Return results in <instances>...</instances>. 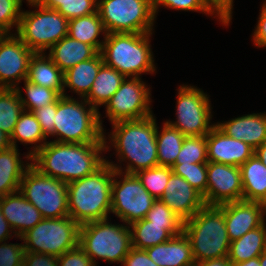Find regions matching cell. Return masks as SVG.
<instances>
[{
    "label": "cell",
    "instance_id": "1",
    "mask_svg": "<svg viewBox=\"0 0 266 266\" xmlns=\"http://www.w3.org/2000/svg\"><path fill=\"white\" fill-rule=\"evenodd\" d=\"M104 151V139L93 143L48 141L31 156V165L43 175L69 183L99 169L106 162Z\"/></svg>",
    "mask_w": 266,
    "mask_h": 266
},
{
    "label": "cell",
    "instance_id": "2",
    "mask_svg": "<svg viewBox=\"0 0 266 266\" xmlns=\"http://www.w3.org/2000/svg\"><path fill=\"white\" fill-rule=\"evenodd\" d=\"M156 122L153 115L143 119L118 121L112 123L113 131L108 135L109 138L104 134L105 152L111 149V146L108 147L111 142L117 160L127 163L123 173L136 174L141 170L158 166Z\"/></svg>",
    "mask_w": 266,
    "mask_h": 266
},
{
    "label": "cell",
    "instance_id": "3",
    "mask_svg": "<svg viewBox=\"0 0 266 266\" xmlns=\"http://www.w3.org/2000/svg\"><path fill=\"white\" fill-rule=\"evenodd\" d=\"M115 169L105 162L94 173L67 183L69 217L80 226L109 219Z\"/></svg>",
    "mask_w": 266,
    "mask_h": 266
},
{
    "label": "cell",
    "instance_id": "4",
    "mask_svg": "<svg viewBox=\"0 0 266 266\" xmlns=\"http://www.w3.org/2000/svg\"><path fill=\"white\" fill-rule=\"evenodd\" d=\"M151 33H107L101 55L104 64L125 77L140 78L156 71L150 44Z\"/></svg>",
    "mask_w": 266,
    "mask_h": 266
},
{
    "label": "cell",
    "instance_id": "5",
    "mask_svg": "<svg viewBox=\"0 0 266 266\" xmlns=\"http://www.w3.org/2000/svg\"><path fill=\"white\" fill-rule=\"evenodd\" d=\"M54 122L51 136H57L55 142L93 143L104 138L101 114L85 98L79 101L68 95L60 96Z\"/></svg>",
    "mask_w": 266,
    "mask_h": 266
},
{
    "label": "cell",
    "instance_id": "6",
    "mask_svg": "<svg viewBox=\"0 0 266 266\" xmlns=\"http://www.w3.org/2000/svg\"><path fill=\"white\" fill-rule=\"evenodd\" d=\"M183 232L190 241L195 262L228 256L230 241L219 206L204 205L183 222Z\"/></svg>",
    "mask_w": 266,
    "mask_h": 266
},
{
    "label": "cell",
    "instance_id": "7",
    "mask_svg": "<svg viewBox=\"0 0 266 266\" xmlns=\"http://www.w3.org/2000/svg\"><path fill=\"white\" fill-rule=\"evenodd\" d=\"M108 219L79 227L78 245L97 266L96 258L123 263L132 248L131 230L127 224H112Z\"/></svg>",
    "mask_w": 266,
    "mask_h": 266
},
{
    "label": "cell",
    "instance_id": "8",
    "mask_svg": "<svg viewBox=\"0 0 266 266\" xmlns=\"http://www.w3.org/2000/svg\"><path fill=\"white\" fill-rule=\"evenodd\" d=\"M35 11H22L15 34L35 53L46 52L54 44L68 35V22L55 9L43 7L36 0H27Z\"/></svg>",
    "mask_w": 266,
    "mask_h": 266
},
{
    "label": "cell",
    "instance_id": "9",
    "mask_svg": "<svg viewBox=\"0 0 266 266\" xmlns=\"http://www.w3.org/2000/svg\"><path fill=\"white\" fill-rule=\"evenodd\" d=\"M97 12L107 33H151L155 13L151 0H98Z\"/></svg>",
    "mask_w": 266,
    "mask_h": 266
},
{
    "label": "cell",
    "instance_id": "10",
    "mask_svg": "<svg viewBox=\"0 0 266 266\" xmlns=\"http://www.w3.org/2000/svg\"><path fill=\"white\" fill-rule=\"evenodd\" d=\"M80 225L71 217L43 218L21 237L25 251L60 256L78 246Z\"/></svg>",
    "mask_w": 266,
    "mask_h": 266
},
{
    "label": "cell",
    "instance_id": "11",
    "mask_svg": "<svg viewBox=\"0 0 266 266\" xmlns=\"http://www.w3.org/2000/svg\"><path fill=\"white\" fill-rule=\"evenodd\" d=\"M19 192L39 210L43 218L69 216L67 183L41 174L32 165L24 173Z\"/></svg>",
    "mask_w": 266,
    "mask_h": 266
},
{
    "label": "cell",
    "instance_id": "12",
    "mask_svg": "<svg viewBox=\"0 0 266 266\" xmlns=\"http://www.w3.org/2000/svg\"><path fill=\"white\" fill-rule=\"evenodd\" d=\"M106 162L115 169L111 186V213L127 225L144 219L156 199L147 192L135 174L123 173L121 164L109 160ZM117 178H121V181Z\"/></svg>",
    "mask_w": 266,
    "mask_h": 266
},
{
    "label": "cell",
    "instance_id": "13",
    "mask_svg": "<svg viewBox=\"0 0 266 266\" xmlns=\"http://www.w3.org/2000/svg\"><path fill=\"white\" fill-rule=\"evenodd\" d=\"M177 94L176 121H166L185 136H205L216 125L211 123V101L207 93L191 85H180ZM211 123V124H210Z\"/></svg>",
    "mask_w": 266,
    "mask_h": 266
},
{
    "label": "cell",
    "instance_id": "14",
    "mask_svg": "<svg viewBox=\"0 0 266 266\" xmlns=\"http://www.w3.org/2000/svg\"><path fill=\"white\" fill-rule=\"evenodd\" d=\"M151 90L140 78L127 77L106 103V117L110 123L143 119L153 115L150 107Z\"/></svg>",
    "mask_w": 266,
    "mask_h": 266
},
{
    "label": "cell",
    "instance_id": "15",
    "mask_svg": "<svg viewBox=\"0 0 266 266\" xmlns=\"http://www.w3.org/2000/svg\"><path fill=\"white\" fill-rule=\"evenodd\" d=\"M34 53L15 33L0 35V88H16L27 78Z\"/></svg>",
    "mask_w": 266,
    "mask_h": 266
},
{
    "label": "cell",
    "instance_id": "16",
    "mask_svg": "<svg viewBox=\"0 0 266 266\" xmlns=\"http://www.w3.org/2000/svg\"><path fill=\"white\" fill-rule=\"evenodd\" d=\"M205 205H221L243 200V184L239 166L207 163Z\"/></svg>",
    "mask_w": 266,
    "mask_h": 266
},
{
    "label": "cell",
    "instance_id": "17",
    "mask_svg": "<svg viewBox=\"0 0 266 266\" xmlns=\"http://www.w3.org/2000/svg\"><path fill=\"white\" fill-rule=\"evenodd\" d=\"M183 222L190 219L204 205L203 196L183 177L171 174L160 198Z\"/></svg>",
    "mask_w": 266,
    "mask_h": 266
},
{
    "label": "cell",
    "instance_id": "18",
    "mask_svg": "<svg viewBox=\"0 0 266 266\" xmlns=\"http://www.w3.org/2000/svg\"><path fill=\"white\" fill-rule=\"evenodd\" d=\"M254 149L245 142L227 136L216 125L207 134V161L232 166H241Z\"/></svg>",
    "mask_w": 266,
    "mask_h": 266
},
{
    "label": "cell",
    "instance_id": "19",
    "mask_svg": "<svg viewBox=\"0 0 266 266\" xmlns=\"http://www.w3.org/2000/svg\"><path fill=\"white\" fill-rule=\"evenodd\" d=\"M218 206L224 212L225 226L230 242L239 239L248 231L262 224L258 202L240 200Z\"/></svg>",
    "mask_w": 266,
    "mask_h": 266
},
{
    "label": "cell",
    "instance_id": "20",
    "mask_svg": "<svg viewBox=\"0 0 266 266\" xmlns=\"http://www.w3.org/2000/svg\"><path fill=\"white\" fill-rule=\"evenodd\" d=\"M0 207L17 237H21L43 219L39 210L19 191L0 197Z\"/></svg>",
    "mask_w": 266,
    "mask_h": 266
},
{
    "label": "cell",
    "instance_id": "21",
    "mask_svg": "<svg viewBox=\"0 0 266 266\" xmlns=\"http://www.w3.org/2000/svg\"><path fill=\"white\" fill-rule=\"evenodd\" d=\"M227 136L241 140L254 150L266 141V113H252L215 123Z\"/></svg>",
    "mask_w": 266,
    "mask_h": 266
},
{
    "label": "cell",
    "instance_id": "22",
    "mask_svg": "<svg viewBox=\"0 0 266 266\" xmlns=\"http://www.w3.org/2000/svg\"><path fill=\"white\" fill-rule=\"evenodd\" d=\"M145 250L158 266H186L195 262L190 241L183 231L167 242Z\"/></svg>",
    "mask_w": 266,
    "mask_h": 266
},
{
    "label": "cell",
    "instance_id": "23",
    "mask_svg": "<svg viewBox=\"0 0 266 266\" xmlns=\"http://www.w3.org/2000/svg\"><path fill=\"white\" fill-rule=\"evenodd\" d=\"M97 53L93 46L67 35L49 49L48 56L64 73L78 63L93 58Z\"/></svg>",
    "mask_w": 266,
    "mask_h": 266
},
{
    "label": "cell",
    "instance_id": "24",
    "mask_svg": "<svg viewBox=\"0 0 266 266\" xmlns=\"http://www.w3.org/2000/svg\"><path fill=\"white\" fill-rule=\"evenodd\" d=\"M131 228L132 247L147 249L167 242L171 237L183 231V225H157L145 218L129 225Z\"/></svg>",
    "mask_w": 266,
    "mask_h": 266
},
{
    "label": "cell",
    "instance_id": "25",
    "mask_svg": "<svg viewBox=\"0 0 266 266\" xmlns=\"http://www.w3.org/2000/svg\"><path fill=\"white\" fill-rule=\"evenodd\" d=\"M104 64L103 57L98 52L93 58L80 62L63 73L64 96L65 88H70L80 98H85L90 90L100 67Z\"/></svg>",
    "mask_w": 266,
    "mask_h": 266
},
{
    "label": "cell",
    "instance_id": "26",
    "mask_svg": "<svg viewBox=\"0 0 266 266\" xmlns=\"http://www.w3.org/2000/svg\"><path fill=\"white\" fill-rule=\"evenodd\" d=\"M26 80L55 90L60 96H64L63 72L44 52L33 54Z\"/></svg>",
    "mask_w": 266,
    "mask_h": 266
},
{
    "label": "cell",
    "instance_id": "27",
    "mask_svg": "<svg viewBox=\"0 0 266 266\" xmlns=\"http://www.w3.org/2000/svg\"><path fill=\"white\" fill-rule=\"evenodd\" d=\"M18 150L11 146L0 152V197L19 191L24 173L31 165L22 161Z\"/></svg>",
    "mask_w": 266,
    "mask_h": 266
},
{
    "label": "cell",
    "instance_id": "28",
    "mask_svg": "<svg viewBox=\"0 0 266 266\" xmlns=\"http://www.w3.org/2000/svg\"><path fill=\"white\" fill-rule=\"evenodd\" d=\"M44 135L40 123L37 121L35 115L29 111H23L15 125L14 131L10 136V143L12 147L18 148L17 142L22 144H34L32 150L30 149L25 158L31 161V156L42 148L48 141ZM38 144V145H37Z\"/></svg>",
    "mask_w": 266,
    "mask_h": 266
},
{
    "label": "cell",
    "instance_id": "29",
    "mask_svg": "<svg viewBox=\"0 0 266 266\" xmlns=\"http://www.w3.org/2000/svg\"><path fill=\"white\" fill-rule=\"evenodd\" d=\"M125 76L116 69L103 64L91 86L89 94L85 97L88 103L97 111L105 106L115 92L120 88Z\"/></svg>",
    "mask_w": 266,
    "mask_h": 266
},
{
    "label": "cell",
    "instance_id": "30",
    "mask_svg": "<svg viewBox=\"0 0 266 266\" xmlns=\"http://www.w3.org/2000/svg\"><path fill=\"white\" fill-rule=\"evenodd\" d=\"M243 184V200L259 202L266 196V166L252 155L240 166Z\"/></svg>",
    "mask_w": 266,
    "mask_h": 266
},
{
    "label": "cell",
    "instance_id": "31",
    "mask_svg": "<svg viewBox=\"0 0 266 266\" xmlns=\"http://www.w3.org/2000/svg\"><path fill=\"white\" fill-rule=\"evenodd\" d=\"M264 251H266V226L262 223L239 239L230 242L228 258L232 264H236L259 257Z\"/></svg>",
    "mask_w": 266,
    "mask_h": 266
},
{
    "label": "cell",
    "instance_id": "32",
    "mask_svg": "<svg viewBox=\"0 0 266 266\" xmlns=\"http://www.w3.org/2000/svg\"><path fill=\"white\" fill-rule=\"evenodd\" d=\"M101 33L106 37L107 32L98 12L68 22V36L93 46L98 52H101L104 43V39L102 41L98 39Z\"/></svg>",
    "mask_w": 266,
    "mask_h": 266
},
{
    "label": "cell",
    "instance_id": "33",
    "mask_svg": "<svg viewBox=\"0 0 266 266\" xmlns=\"http://www.w3.org/2000/svg\"><path fill=\"white\" fill-rule=\"evenodd\" d=\"M160 131L157 126L156 142L158 165L172 167L177 160V156L186 136L167 122L163 123Z\"/></svg>",
    "mask_w": 266,
    "mask_h": 266
},
{
    "label": "cell",
    "instance_id": "34",
    "mask_svg": "<svg viewBox=\"0 0 266 266\" xmlns=\"http://www.w3.org/2000/svg\"><path fill=\"white\" fill-rule=\"evenodd\" d=\"M23 111V105L16 89L0 88V130L11 136Z\"/></svg>",
    "mask_w": 266,
    "mask_h": 266
},
{
    "label": "cell",
    "instance_id": "35",
    "mask_svg": "<svg viewBox=\"0 0 266 266\" xmlns=\"http://www.w3.org/2000/svg\"><path fill=\"white\" fill-rule=\"evenodd\" d=\"M15 89L19 94L23 109L29 112L54 103L60 97L55 90L36 85L26 79L24 80V90L27 98L22 96L23 93L19 86Z\"/></svg>",
    "mask_w": 266,
    "mask_h": 266
},
{
    "label": "cell",
    "instance_id": "36",
    "mask_svg": "<svg viewBox=\"0 0 266 266\" xmlns=\"http://www.w3.org/2000/svg\"><path fill=\"white\" fill-rule=\"evenodd\" d=\"M43 7L55 9L71 20L97 12L98 0H36Z\"/></svg>",
    "mask_w": 266,
    "mask_h": 266
},
{
    "label": "cell",
    "instance_id": "37",
    "mask_svg": "<svg viewBox=\"0 0 266 266\" xmlns=\"http://www.w3.org/2000/svg\"><path fill=\"white\" fill-rule=\"evenodd\" d=\"M171 174V167L158 165L153 168L141 170L135 175L147 192L157 200L164 194V189L166 188Z\"/></svg>",
    "mask_w": 266,
    "mask_h": 266
},
{
    "label": "cell",
    "instance_id": "38",
    "mask_svg": "<svg viewBox=\"0 0 266 266\" xmlns=\"http://www.w3.org/2000/svg\"><path fill=\"white\" fill-rule=\"evenodd\" d=\"M208 163L207 135L186 136L175 164Z\"/></svg>",
    "mask_w": 266,
    "mask_h": 266
},
{
    "label": "cell",
    "instance_id": "39",
    "mask_svg": "<svg viewBox=\"0 0 266 266\" xmlns=\"http://www.w3.org/2000/svg\"><path fill=\"white\" fill-rule=\"evenodd\" d=\"M172 173L183 177L202 196L207 191V163L174 164Z\"/></svg>",
    "mask_w": 266,
    "mask_h": 266
},
{
    "label": "cell",
    "instance_id": "40",
    "mask_svg": "<svg viewBox=\"0 0 266 266\" xmlns=\"http://www.w3.org/2000/svg\"><path fill=\"white\" fill-rule=\"evenodd\" d=\"M22 2L23 0H0V34H11L13 26L17 31L23 11Z\"/></svg>",
    "mask_w": 266,
    "mask_h": 266
},
{
    "label": "cell",
    "instance_id": "41",
    "mask_svg": "<svg viewBox=\"0 0 266 266\" xmlns=\"http://www.w3.org/2000/svg\"><path fill=\"white\" fill-rule=\"evenodd\" d=\"M145 219L157 225H183V221L160 199L153 203Z\"/></svg>",
    "mask_w": 266,
    "mask_h": 266
},
{
    "label": "cell",
    "instance_id": "42",
    "mask_svg": "<svg viewBox=\"0 0 266 266\" xmlns=\"http://www.w3.org/2000/svg\"><path fill=\"white\" fill-rule=\"evenodd\" d=\"M152 7L157 17L160 6H165V8H171L174 10L181 11H196L204 13L206 15H214L204 4L202 0H151Z\"/></svg>",
    "mask_w": 266,
    "mask_h": 266
},
{
    "label": "cell",
    "instance_id": "43",
    "mask_svg": "<svg viewBox=\"0 0 266 266\" xmlns=\"http://www.w3.org/2000/svg\"><path fill=\"white\" fill-rule=\"evenodd\" d=\"M24 244L0 242V266H22Z\"/></svg>",
    "mask_w": 266,
    "mask_h": 266
},
{
    "label": "cell",
    "instance_id": "44",
    "mask_svg": "<svg viewBox=\"0 0 266 266\" xmlns=\"http://www.w3.org/2000/svg\"><path fill=\"white\" fill-rule=\"evenodd\" d=\"M56 111L57 100L54 103L32 111L37 121L40 123L42 131L47 138L48 136H51L53 134Z\"/></svg>",
    "mask_w": 266,
    "mask_h": 266
},
{
    "label": "cell",
    "instance_id": "45",
    "mask_svg": "<svg viewBox=\"0 0 266 266\" xmlns=\"http://www.w3.org/2000/svg\"><path fill=\"white\" fill-rule=\"evenodd\" d=\"M206 7L224 26H229L232 20L234 0H202Z\"/></svg>",
    "mask_w": 266,
    "mask_h": 266
},
{
    "label": "cell",
    "instance_id": "46",
    "mask_svg": "<svg viewBox=\"0 0 266 266\" xmlns=\"http://www.w3.org/2000/svg\"><path fill=\"white\" fill-rule=\"evenodd\" d=\"M58 266H96L92 259L78 245L58 256Z\"/></svg>",
    "mask_w": 266,
    "mask_h": 266
},
{
    "label": "cell",
    "instance_id": "47",
    "mask_svg": "<svg viewBox=\"0 0 266 266\" xmlns=\"http://www.w3.org/2000/svg\"><path fill=\"white\" fill-rule=\"evenodd\" d=\"M23 266H58V256L25 251Z\"/></svg>",
    "mask_w": 266,
    "mask_h": 266
},
{
    "label": "cell",
    "instance_id": "48",
    "mask_svg": "<svg viewBox=\"0 0 266 266\" xmlns=\"http://www.w3.org/2000/svg\"><path fill=\"white\" fill-rule=\"evenodd\" d=\"M122 266H158L149 258L146 250L132 247Z\"/></svg>",
    "mask_w": 266,
    "mask_h": 266
},
{
    "label": "cell",
    "instance_id": "49",
    "mask_svg": "<svg viewBox=\"0 0 266 266\" xmlns=\"http://www.w3.org/2000/svg\"><path fill=\"white\" fill-rule=\"evenodd\" d=\"M261 10L258 17V22L256 25V29L254 30L253 42L258 48L266 47V7L264 5L261 6Z\"/></svg>",
    "mask_w": 266,
    "mask_h": 266
},
{
    "label": "cell",
    "instance_id": "50",
    "mask_svg": "<svg viewBox=\"0 0 266 266\" xmlns=\"http://www.w3.org/2000/svg\"><path fill=\"white\" fill-rule=\"evenodd\" d=\"M12 233L16 238V234L14 233L12 227L10 226L6 218L3 216L0 207V242H5L6 240H8V238H12Z\"/></svg>",
    "mask_w": 266,
    "mask_h": 266
},
{
    "label": "cell",
    "instance_id": "51",
    "mask_svg": "<svg viewBox=\"0 0 266 266\" xmlns=\"http://www.w3.org/2000/svg\"><path fill=\"white\" fill-rule=\"evenodd\" d=\"M198 266H233L228 256L197 262Z\"/></svg>",
    "mask_w": 266,
    "mask_h": 266
},
{
    "label": "cell",
    "instance_id": "52",
    "mask_svg": "<svg viewBox=\"0 0 266 266\" xmlns=\"http://www.w3.org/2000/svg\"><path fill=\"white\" fill-rule=\"evenodd\" d=\"M10 147V136L4 131L0 130V152L5 151Z\"/></svg>",
    "mask_w": 266,
    "mask_h": 266
},
{
    "label": "cell",
    "instance_id": "53",
    "mask_svg": "<svg viewBox=\"0 0 266 266\" xmlns=\"http://www.w3.org/2000/svg\"><path fill=\"white\" fill-rule=\"evenodd\" d=\"M254 155L266 166V141L254 150Z\"/></svg>",
    "mask_w": 266,
    "mask_h": 266
},
{
    "label": "cell",
    "instance_id": "54",
    "mask_svg": "<svg viewBox=\"0 0 266 266\" xmlns=\"http://www.w3.org/2000/svg\"><path fill=\"white\" fill-rule=\"evenodd\" d=\"M233 266H261V265L259 262V257H255L247 261H242V262L233 264Z\"/></svg>",
    "mask_w": 266,
    "mask_h": 266
},
{
    "label": "cell",
    "instance_id": "55",
    "mask_svg": "<svg viewBox=\"0 0 266 266\" xmlns=\"http://www.w3.org/2000/svg\"><path fill=\"white\" fill-rule=\"evenodd\" d=\"M258 203L260 205L261 221L266 226V196L262 198Z\"/></svg>",
    "mask_w": 266,
    "mask_h": 266
},
{
    "label": "cell",
    "instance_id": "56",
    "mask_svg": "<svg viewBox=\"0 0 266 266\" xmlns=\"http://www.w3.org/2000/svg\"><path fill=\"white\" fill-rule=\"evenodd\" d=\"M259 262L261 266H266V251L259 256Z\"/></svg>",
    "mask_w": 266,
    "mask_h": 266
},
{
    "label": "cell",
    "instance_id": "57",
    "mask_svg": "<svg viewBox=\"0 0 266 266\" xmlns=\"http://www.w3.org/2000/svg\"><path fill=\"white\" fill-rule=\"evenodd\" d=\"M186 266H198V263L197 262H194V263H192L190 265H186Z\"/></svg>",
    "mask_w": 266,
    "mask_h": 266
}]
</instances>
